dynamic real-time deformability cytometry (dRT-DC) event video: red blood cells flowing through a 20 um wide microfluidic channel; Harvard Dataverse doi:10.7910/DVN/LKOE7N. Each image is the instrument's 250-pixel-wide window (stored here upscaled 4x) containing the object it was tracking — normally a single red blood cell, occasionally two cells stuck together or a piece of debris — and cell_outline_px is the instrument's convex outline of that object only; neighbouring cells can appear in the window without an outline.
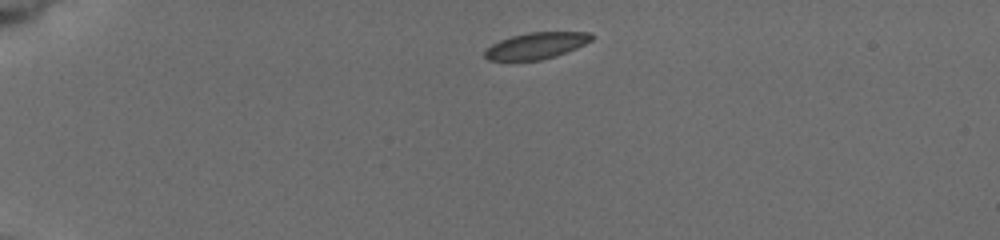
{"species": "common noctule bat (a hibernating species)", "species_latin": "Nyctalus noctula", "temperature_condition": "cold", "stored_images_in_passage": 3, "camera_frame_rate_fps": 3000, "um_per_image_px": 0.085, "animal": {"sex": "female", "body_mass_g": 19.5, "forearm_length_mm": 54.1}, "frame": {"image": 1, "passage_image": 1, "time_ms": 0.0, "image_size_px": [1000, 240], "cell_outline_px": [[592, 40], [576, 48], [556, 56], [540, 60], [488, 60], [484, 56], [484, 48], [500, 40], [512, 36], [528, 32], [592, 32]], "centroid_in_image_um": [45.56, 3.88], "position_along_channel_um": 39.4, "area_um2": 16.42}}